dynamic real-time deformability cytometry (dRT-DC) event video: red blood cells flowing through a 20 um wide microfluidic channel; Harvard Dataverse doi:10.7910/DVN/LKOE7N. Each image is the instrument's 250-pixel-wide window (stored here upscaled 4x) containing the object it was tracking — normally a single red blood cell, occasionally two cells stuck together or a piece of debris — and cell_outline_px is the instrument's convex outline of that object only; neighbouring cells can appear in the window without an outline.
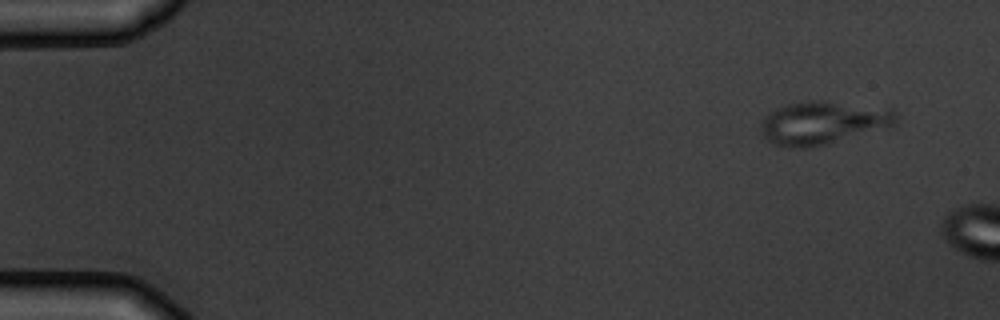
{"species": "common noctule bat (a hibernating species)", "species_latin": "Nyctalus noctula", "temperature_condition": "warm", "stored_images_in_passage": 3, "camera_frame_rate_fps": 3000, "um_per_image_px": 0.085, "animal": {"sex": "male", "body_mass_g": 19.5, "forearm_length_mm": 54.6}, "frame": {"image": 1, "passage_image": 1, "time_ms": 0.0, "image_size_px": [1000, 320], "cell_outline_px": [[896, 124], [888, 128], [828, 144], [808, 148], [788, 148], [776, 144], [768, 140], [764, 136], [760, 128], [760, 124], [764, 116], [776, 108], [788, 104], [808, 100], [824, 100], [892, 108], [896, 112]], "centroid_in_image_um": [69.98, 10.43], "position_along_channel_um": 15.0, "area_um2": 34.45}}